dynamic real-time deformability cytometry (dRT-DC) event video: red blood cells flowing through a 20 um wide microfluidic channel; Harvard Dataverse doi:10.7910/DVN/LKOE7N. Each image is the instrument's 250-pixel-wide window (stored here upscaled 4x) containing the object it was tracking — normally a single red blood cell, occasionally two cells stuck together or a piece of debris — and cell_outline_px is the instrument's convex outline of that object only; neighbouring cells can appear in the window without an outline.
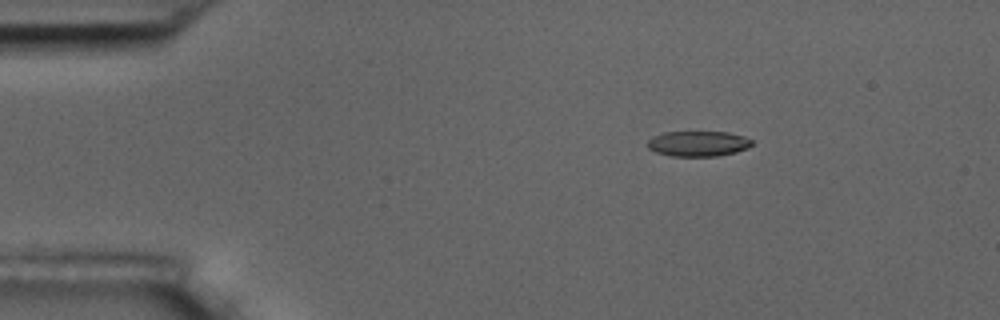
{"species": "common noctule bat (a hibernating species)", "species_latin": "Nyctalus noctula", "temperature_condition": "room temperature", "stored_images_in_passage": 5, "camera_frame_rate_fps": 3000, "um_per_image_px": 0.085, "animal": {"sex": "male", "body_mass_g": 17.5, "forearm_length_mm": 52.3}, "frame": {"image": 1, "passage_image": 3, "time_ms": 2.333, "image_size_px": [1000, 320], "cell_outline_px": [[752, 144], [748, 148], [736, 152], [716, 156], [672, 156], [656, 152], [648, 148], [648, 140], [652, 136], [664, 132], [728, 132], [744, 136], [752, 140]], "centroid_in_image_um": [59.34, 12.21], "position_along_channel_um": 25.7, "area_um2": 15.43}}